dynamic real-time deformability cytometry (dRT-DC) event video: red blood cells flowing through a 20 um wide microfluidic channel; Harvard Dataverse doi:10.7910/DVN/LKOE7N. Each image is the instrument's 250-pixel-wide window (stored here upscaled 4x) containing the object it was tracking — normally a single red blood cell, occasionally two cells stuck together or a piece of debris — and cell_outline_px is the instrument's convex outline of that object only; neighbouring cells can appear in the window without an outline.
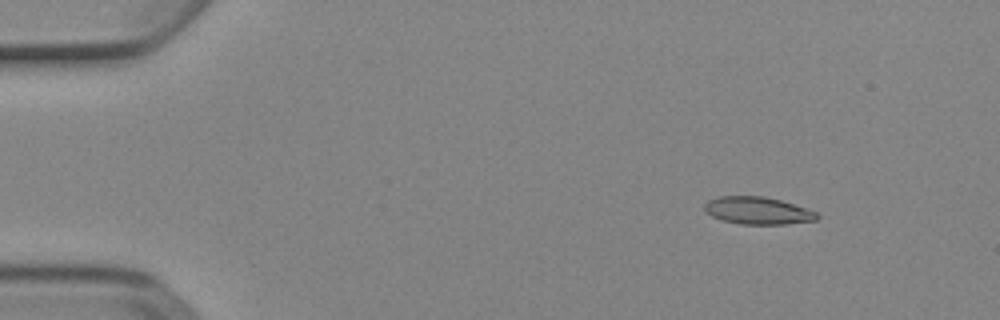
{"species": "Egyptian fruit bat (a non-hibernating species)", "species_latin": "Rousettus aegyptiacus", "temperature_condition": "cold", "stored_images_in_passage": 8, "camera_frame_rate_fps": 3000, "um_per_image_px": 0.085, "animal": {"sex": "female"}, "frame": {"image": 1, "passage_image": 2, "time_ms": 0.333, "image_size_px": [1000, 320], "cell_outline_px": [[820, 216], [816, 220], [784, 224], [740, 224], [720, 220], [704, 212], [704, 204], [708, 200], [720, 196], [764, 196], [780, 200], [816, 212]], "centroid_in_image_um": [64.35, 17.9], "position_along_channel_um": 20.7, "area_um2": 17.92}}
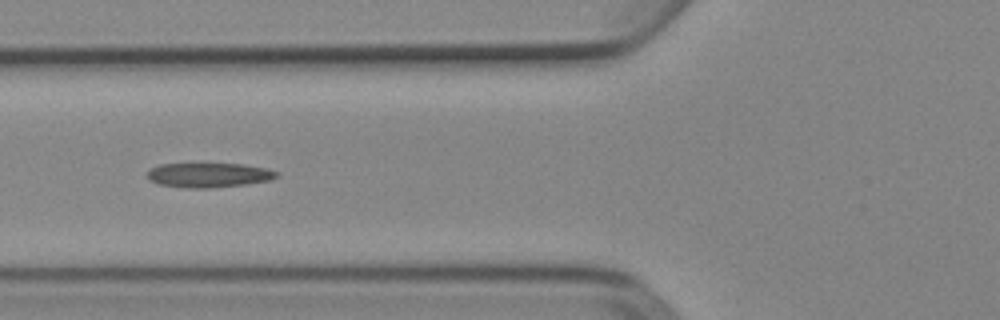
{"frame": {"image": 2, "passage_image": 6, "time_ms": 1.667, "image_size_px": [1000, 320], "cell_outline_px": [[280, 172], [272, 180], [244, 184], [208, 188], [184, 188], [160, 184], [148, 180], [148, 172], [152, 168], [160, 164], [244, 164], [264, 168]], "centroid_in_image_um": [17.75, 14.88], "position_along_channel_um": 108.1, "area_um2": 18.32}}
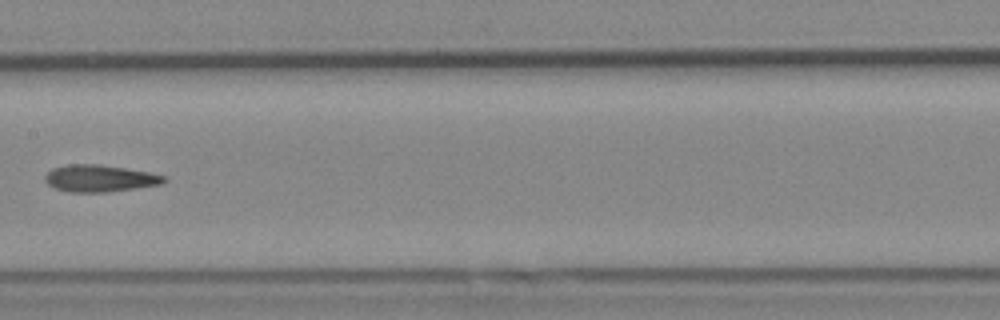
{"frame": {"image": 3, "passage_image": 8, "time_ms": 2.333, "image_size_px": [1000, 320], "cell_outline_px": [[168, 180], [164, 184], [136, 188], [104, 192], [68, 192], [56, 188], [48, 184], [44, 180], [44, 176], [52, 168], [68, 164], [100, 164], [148, 172], [168, 176]], "centroid_in_image_um": [8.51, 15.16], "position_along_channel_um": 198.9, "area_um2": 18.79}}